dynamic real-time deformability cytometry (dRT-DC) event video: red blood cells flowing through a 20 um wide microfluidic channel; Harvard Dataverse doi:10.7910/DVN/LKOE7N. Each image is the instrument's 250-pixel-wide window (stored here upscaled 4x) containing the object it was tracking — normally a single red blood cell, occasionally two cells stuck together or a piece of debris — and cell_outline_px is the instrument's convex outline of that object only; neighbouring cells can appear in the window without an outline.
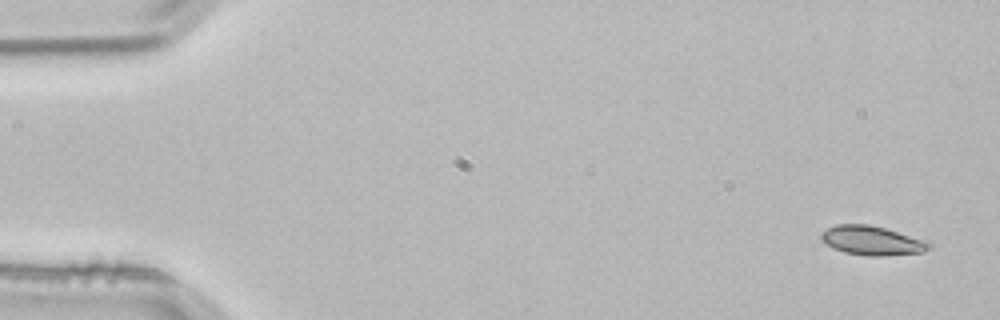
{"species": "common noctule bat (a hibernating species)", "species_latin": "Nyctalus noctula", "temperature_condition": "room temperature", "stored_images_in_passage": 3, "camera_frame_rate_fps": 3000, "um_per_image_px": 0.085, "animal": {"sex": "male", "body_mass_g": 21.5, "forearm_length_mm": 52.0}, "frame": {"image": 1, "passage_image": 1, "time_ms": 0.0, "image_size_px": [1000, 320], "cell_outline_px": [[932, 248], [924, 252], [880, 256], [868, 256], [844, 252], [832, 248], [820, 240], [820, 232], [836, 224], [868, 224], [884, 228], [928, 240], [932, 244]], "centroid_in_image_um": [74.13, 20.45], "position_along_channel_um": 10.9, "area_um2": 18.61}}
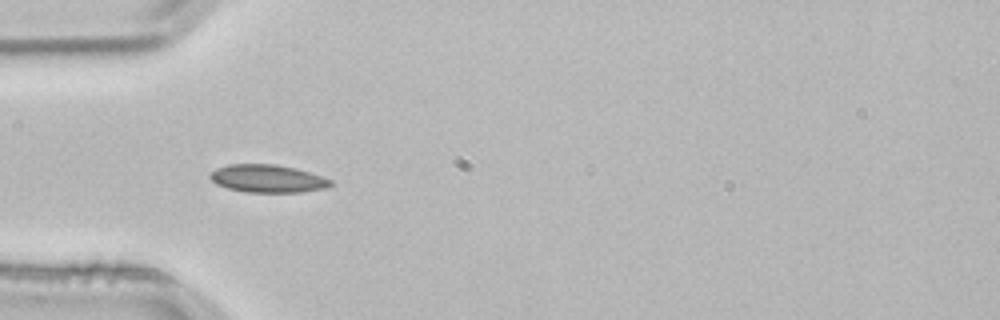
{"frame": {"image": 2, "passage_image": 3, "time_ms": 0.667, "image_size_px": [1000, 320], "cell_outline_px": [[332, 184], [324, 188], [300, 192], [244, 192], [228, 188], [216, 184], [208, 176], [216, 168], [228, 164], [276, 164], [296, 168], [332, 180]], "centroid_in_image_um": [22.71, 15.17], "position_along_channel_um": 62.3, "area_um2": 19.42}}